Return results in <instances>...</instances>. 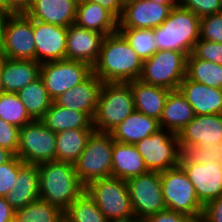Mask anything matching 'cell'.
<instances>
[{
    "mask_svg": "<svg viewBox=\"0 0 222 222\" xmlns=\"http://www.w3.org/2000/svg\"><path fill=\"white\" fill-rule=\"evenodd\" d=\"M4 93L3 90V84H2V79H1V75H0V94Z\"/></svg>",
    "mask_w": 222,
    "mask_h": 222,
    "instance_id": "obj_53",
    "label": "cell"
},
{
    "mask_svg": "<svg viewBox=\"0 0 222 222\" xmlns=\"http://www.w3.org/2000/svg\"><path fill=\"white\" fill-rule=\"evenodd\" d=\"M129 1H132V0H123L124 3H127V2H129Z\"/></svg>",
    "mask_w": 222,
    "mask_h": 222,
    "instance_id": "obj_54",
    "label": "cell"
},
{
    "mask_svg": "<svg viewBox=\"0 0 222 222\" xmlns=\"http://www.w3.org/2000/svg\"><path fill=\"white\" fill-rule=\"evenodd\" d=\"M128 83L131 86L135 110L159 121L170 90L145 84L140 80Z\"/></svg>",
    "mask_w": 222,
    "mask_h": 222,
    "instance_id": "obj_28",
    "label": "cell"
},
{
    "mask_svg": "<svg viewBox=\"0 0 222 222\" xmlns=\"http://www.w3.org/2000/svg\"><path fill=\"white\" fill-rule=\"evenodd\" d=\"M0 48L2 57L36 61L33 19L25 13L9 15L4 26Z\"/></svg>",
    "mask_w": 222,
    "mask_h": 222,
    "instance_id": "obj_11",
    "label": "cell"
},
{
    "mask_svg": "<svg viewBox=\"0 0 222 222\" xmlns=\"http://www.w3.org/2000/svg\"><path fill=\"white\" fill-rule=\"evenodd\" d=\"M149 172L144 159L134 144H124L113 140L112 177L123 180Z\"/></svg>",
    "mask_w": 222,
    "mask_h": 222,
    "instance_id": "obj_26",
    "label": "cell"
},
{
    "mask_svg": "<svg viewBox=\"0 0 222 222\" xmlns=\"http://www.w3.org/2000/svg\"><path fill=\"white\" fill-rule=\"evenodd\" d=\"M6 201L16 211L39 199L38 165L22 162L14 186L5 196Z\"/></svg>",
    "mask_w": 222,
    "mask_h": 222,
    "instance_id": "obj_23",
    "label": "cell"
},
{
    "mask_svg": "<svg viewBox=\"0 0 222 222\" xmlns=\"http://www.w3.org/2000/svg\"><path fill=\"white\" fill-rule=\"evenodd\" d=\"M76 8L75 0H33L25 14L36 21L68 28L75 22Z\"/></svg>",
    "mask_w": 222,
    "mask_h": 222,
    "instance_id": "obj_21",
    "label": "cell"
},
{
    "mask_svg": "<svg viewBox=\"0 0 222 222\" xmlns=\"http://www.w3.org/2000/svg\"><path fill=\"white\" fill-rule=\"evenodd\" d=\"M0 118L18 128L33 121L17 93L0 94Z\"/></svg>",
    "mask_w": 222,
    "mask_h": 222,
    "instance_id": "obj_36",
    "label": "cell"
},
{
    "mask_svg": "<svg viewBox=\"0 0 222 222\" xmlns=\"http://www.w3.org/2000/svg\"><path fill=\"white\" fill-rule=\"evenodd\" d=\"M109 222H141V220L137 218L135 215H132L110 220Z\"/></svg>",
    "mask_w": 222,
    "mask_h": 222,
    "instance_id": "obj_50",
    "label": "cell"
},
{
    "mask_svg": "<svg viewBox=\"0 0 222 222\" xmlns=\"http://www.w3.org/2000/svg\"><path fill=\"white\" fill-rule=\"evenodd\" d=\"M85 191L109 220L134 215L126 180L112 176L97 179L85 186Z\"/></svg>",
    "mask_w": 222,
    "mask_h": 222,
    "instance_id": "obj_8",
    "label": "cell"
},
{
    "mask_svg": "<svg viewBox=\"0 0 222 222\" xmlns=\"http://www.w3.org/2000/svg\"><path fill=\"white\" fill-rule=\"evenodd\" d=\"M10 14L0 11V47L3 41L4 26Z\"/></svg>",
    "mask_w": 222,
    "mask_h": 222,
    "instance_id": "obj_48",
    "label": "cell"
},
{
    "mask_svg": "<svg viewBox=\"0 0 222 222\" xmlns=\"http://www.w3.org/2000/svg\"><path fill=\"white\" fill-rule=\"evenodd\" d=\"M39 199L59 207L63 212L84 191L74 164L48 161L38 165Z\"/></svg>",
    "mask_w": 222,
    "mask_h": 222,
    "instance_id": "obj_2",
    "label": "cell"
},
{
    "mask_svg": "<svg viewBox=\"0 0 222 222\" xmlns=\"http://www.w3.org/2000/svg\"><path fill=\"white\" fill-rule=\"evenodd\" d=\"M67 27L33 20L36 61L45 62L66 59Z\"/></svg>",
    "mask_w": 222,
    "mask_h": 222,
    "instance_id": "obj_16",
    "label": "cell"
},
{
    "mask_svg": "<svg viewBox=\"0 0 222 222\" xmlns=\"http://www.w3.org/2000/svg\"><path fill=\"white\" fill-rule=\"evenodd\" d=\"M159 129L161 128L157 119L134 109L110 134L116 142L135 144L143 138L156 133Z\"/></svg>",
    "mask_w": 222,
    "mask_h": 222,
    "instance_id": "obj_24",
    "label": "cell"
},
{
    "mask_svg": "<svg viewBox=\"0 0 222 222\" xmlns=\"http://www.w3.org/2000/svg\"><path fill=\"white\" fill-rule=\"evenodd\" d=\"M14 222H64V212L38 199L15 211Z\"/></svg>",
    "mask_w": 222,
    "mask_h": 222,
    "instance_id": "obj_33",
    "label": "cell"
},
{
    "mask_svg": "<svg viewBox=\"0 0 222 222\" xmlns=\"http://www.w3.org/2000/svg\"><path fill=\"white\" fill-rule=\"evenodd\" d=\"M187 55L173 50H158L143 62L139 80L145 84L177 90L186 77Z\"/></svg>",
    "mask_w": 222,
    "mask_h": 222,
    "instance_id": "obj_7",
    "label": "cell"
},
{
    "mask_svg": "<svg viewBox=\"0 0 222 222\" xmlns=\"http://www.w3.org/2000/svg\"><path fill=\"white\" fill-rule=\"evenodd\" d=\"M200 39L222 44V12L200 18Z\"/></svg>",
    "mask_w": 222,
    "mask_h": 222,
    "instance_id": "obj_38",
    "label": "cell"
},
{
    "mask_svg": "<svg viewBox=\"0 0 222 222\" xmlns=\"http://www.w3.org/2000/svg\"><path fill=\"white\" fill-rule=\"evenodd\" d=\"M149 171H166L179 165L181 150L177 134L159 129L134 144Z\"/></svg>",
    "mask_w": 222,
    "mask_h": 222,
    "instance_id": "obj_10",
    "label": "cell"
},
{
    "mask_svg": "<svg viewBox=\"0 0 222 222\" xmlns=\"http://www.w3.org/2000/svg\"><path fill=\"white\" fill-rule=\"evenodd\" d=\"M143 61L119 33L103 38L93 73L103 83H128L139 80Z\"/></svg>",
    "mask_w": 222,
    "mask_h": 222,
    "instance_id": "obj_1",
    "label": "cell"
},
{
    "mask_svg": "<svg viewBox=\"0 0 222 222\" xmlns=\"http://www.w3.org/2000/svg\"><path fill=\"white\" fill-rule=\"evenodd\" d=\"M194 117V109L180 90H170L159 120L160 128L178 134Z\"/></svg>",
    "mask_w": 222,
    "mask_h": 222,
    "instance_id": "obj_27",
    "label": "cell"
},
{
    "mask_svg": "<svg viewBox=\"0 0 222 222\" xmlns=\"http://www.w3.org/2000/svg\"><path fill=\"white\" fill-rule=\"evenodd\" d=\"M179 4H161L152 0H132L124 3L118 29H154L168 17L173 7Z\"/></svg>",
    "mask_w": 222,
    "mask_h": 222,
    "instance_id": "obj_14",
    "label": "cell"
},
{
    "mask_svg": "<svg viewBox=\"0 0 222 222\" xmlns=\"http://www.w3.org/2000/svg\"><path fill=\"white\" fill-rule=\"evenodd\" d=\"M104 35L76 25L67 30L66 59L84 62L93 67L98 60Z\"/></svg>",
    "mask_w": 222,
    "mask_h": 222,
    "instance_id": "obj_18",
    "label": "cell"
},
{
    "mask_svg": "<svg viewBox=\"0 0 222 222\" xmlns=\"http://www.w3.org/2000/svg\"><path fill=\"white\" fill-rule=\"evenodd\" d=\"M22 162L14 155L8 162L0 164V197H5L14 186Z\"/></svg>",
    "mask_w": 222,
    "mask_h": 222,
    "instance_id": "obj_39",
    "label": "cell"
},
{
    "mask_svg": "<svg viewBox=\"0 0 222 222\" xmlns=\"http://www.w3.org/2000/svg\"><path fill=\"white\" fill-rule=\"evenodd\" d=\"M134 215L143 221L166 208L161 187V172L149 171L126 180Z\"/></svg>",
    "mask_w": 222,
    "mask_h": 222,
    "instance_id": "obj_12",
    "label": "cell"
},
{
    "mask_svg": "<svg viewBox=\"0 0 222 222\" xmlns=\"http://www.w3.org/2000/svg\"><path fill=\"white\" fill-rule=\"evenodd\" d=\"M161 4H180V0H152Z\"/></svg>",
    "mask_w": 222,
    "mask_h": 222,
    "instance_id": "obj_52",
    "label": "cell"
},
{
    "mask_svg": "<svg viewBox=\"0 0 222 222\" xmlns=\"http://www.w3.org/2000/svg\"><path fill=\"white\" fill-rule=\"evenodd\" d=\"M103 82L92 73L82 83L53 99L57 106L87 113L92 119L95 115Z\"/></svg>",
    "mask_w": 222,
    "mask_h": 222,
    "instance_id": "obj_19",
    "label": "cell"
},
{
    "mask_svg": "<svg viewBox=\"0 0 222 222\" xmlns=\"http://www.w3.org/2000/svg\"><path fill=\"white\" fill-rule=\"evenodd\" d=\"M129 83H103L93 117L96 131L110 133L134 111Z\"/></svg>",
    "mask_w": 222,
    "mask_h": 222,
    "instance_id": "obj_4",
    "label": "cell"
},
{
    "mask_svg": "<svg viewBox=\"0 0 222 222\" xmlns=\"http://www.w3.org/2000/svg\"><path fill=\"white\" fill-rule=\"evenodd\" d=\"M1 59H2V54H1V48H0V61H1Z\"/></svg>",
    "mask_w": 222,
    "mask_h": 222,
    "instance_id": "obj_55",
    "label": "cell"
},
{
    "mask_svg": "<svg viewBox=\"0 0 222 222\" xmlns=\"http://www.w3.org/2000/svg\"><path fill=\"white\" fill-rule=\"evenodd\" d=\"M74 23L104 36L118 32V20L99 4L87 0L77 3Z\"/></svg>",
    "mask_w": 222,
    "mask_h": 222,
    "instance_id": "obj_25",
    "label": "cell"
},
{
    "mask_svg": "<svg viewBox=\"0 0 222 222\" xmlns=\"http://www.w3.org/2000/svg\"><path fill=\"white\" fill-rule=\"evenodd\" d=\"M17 94L33 120H41L53 103L41 77L27 84Z\"/></svg>",
    "mask_w": 222,
    "mask_h": 222,
    "instance_id": "obj_31",
    "label": "cell"
},
{
    "mask_svg": "<svg viewBox=\"0 0 222 222\" xmlns=\"http://www.w3.org/2000/svg\"><path fill=\"white\" fill-rule=\"evenodd\" d=\"M41 64L33 60H13L2 57L0 75L4 93H17L40 77Z\"/></svg>",
    "mask_w": 222,
    "mask_h": 222,
    "instance_id": "obj_22",
    "label": "cell"
},
{
    "mask_svg": "<svg viewBox=\"0 0 222 222\" xmlns=\"http://www.w3.org/2000/svg\"><path fill=\"white\" fill-rule=\"evenodd\" d=\"M118 32L125 38L143 62L158 51L154 29H118Z\"/></svg>",
    "mask_w": 222,
    "mask_h": 222,
    "instance_id": "obj_35",
    "label": "cell"
},
{
    "mask_svg": "<svg viewBox=\"0 0 222 222\" xmlns=\"http://www.w3.org/2000/svg\"><path fill=\"white\" fill-rule=\"evenodd\" d=\"M158 50H173L190 55L200 39V18L183 7H173L167 19L154 28Z\"/></svg>",
    "mask_w": 222,
    "mask_h": 222,
    "instance_id": "obj_3",
    "label": "cell"
},
{
    "mask_svg": "<svg viewBox=\"0 0 222 222\" xmlns=\"http://www.w3.org/2000/svg\"><path fill=\"white\" fill-rule=\"evenodd\" d=\"M179 5L199 18L222 12L221 0H180Z\"/></svg>",
    "mask_w": 222,
    "mask_h": 222,
    "instance_id": "obj_41",
    "label": "cell"
},
{
    "mask_svg": "<svg viewBox=\"0 0 222 222\" xmlns=\"http://www.w3.org/2000/svg\"><path fill=\"white\" fill-rule=\"evenodd\" d=\"M32 3L33 0H9L10 15L16 13H26Z\"/></svg>",
    "mask_w": 222,
    "mask_h": 222,
    "instance_id": "obj_47",
    "label": "cell"
},
{
    "mask_svg": "<svg viewBox=\"0 0 222 222\" xmlns=\"http://www.w3.org/2000/svg\"><path fill=\"white\" fill-rule=\"evenodd\" d=\"M194 109L195 115L222 114V89L183 79L178 88Z\"/></svg>",
    "mask_w": 222,
    "mask_h": 222,
    "instance_id": "obj_20",
    "label": "cell"
},
{
    "mask_svg": "<svg viewBox=\"0 0 222 222\" xmlns=\"http://www.w3.org/2000/svg\"><path fill=\"white\" fill-rule=\"evenodd\" d=\"M143 222H196V220L184 213L165 209L148 216Z\"/></svg>",
    "mask_w": 222,
    "mask_h": 222,
    "instance_id": "obj_43",
    "label": "cell"
},
{
    "mask_svg": "<svg viewBox=\"0 0 222 222\" xmlns=\"http://www.w3.org/2000/svg\"><path fill=\"white\" fill-rule=\"evenodd\" d=\"M179 165L193 184L203 206L222 194V163H192L180 156Z\"/></svg>",
    "mask_w": 222,
    "mask_h": 222,
    "instance_id": "obj_15",
    "label": "cell"
},
{
    "mask_svg": "<svg viewBox=\"0 0 222 222\" xmlns=\"http://www.w3.org/2000/svg\"><path fill=\"white\" fill-rule=\"evenodd\" d=\"M15 210L6 201L5 197H0V222H14Z\"/></svg>",
    "mask_w": 222,
    "mask_h": 222,
    "instance_id": "obj_46",
    "label": "cell"
},
{
    "mask_svg": "<svg viewBox=\"0 0 222 222\" xmlns=\"http://www.w3.org/2000/svg\"><path fill=\"white\" fill-rule=\"evenodd\" d=\"M181 157L186 162L192 163H222V143H216L213 145L208 144V146H185L181 150Z\"/></svg>",
    "mask_w": 222,
    "mask_h": 222,
    "instance_id": "obj_37",
    "label": "cell"
},
{
    "mask_svg": "<svg viewBox=\"0 0 222 222\" xmlns=\"http://www.w3.org/2000/svg\"><path fill=\"white\" fill-rule=\"evenodd\" d=\"M201 222H222V194L204 206Z\"/></svg>",
    "mask_w": 222,
    "mask_h": 222,
    "instance_id": "obj_44",
    "label": "cell"
},
{
    "mask_svg": "<svg viewBox=\"0 0 222 222\" xmlns=\"http://www.w3.org/2000/svg\"><path fill=\"white\" fill-rule=\"evenodd\" d=\"M25 164L39 165L55 161L56 133L41 120H33L19 129L16 154Z\"/></svg>",
    "mask_w": 222,
    "mask_h": 222,
    "instance_id": "obj_9",
    "label": "cell"
},
{
    "mask_svg": "<svg viewBox=\"0 0 222 222\" xmlns=\"http://www.w3.org/2000/svg\"><path fill=\"white\" fill-rule=\"evenodd\" d=\"M102 6L105 10L109 11L118 21L120 20L123 9V0H87Z\"/></svg>",
    "mask_w": 222,
    "mask_h": 222,
    "instance_id": "obj_45",
    "label": "cell"
},
{
    "mask_svg": "<svg viewBox=\"0 0 222 222\" xmlns=\"http://www.w3.org/2000/svg\"><path fill=\"white\" fill-rule=\"evenodd\" d=\"M13 156L14 154L11 151L0 147V164L8 162Z\"/></svg>",
    "mask_w": 222,
    "mask_h": 222,
    "instance_id": "obj_49",
    "label": "cell"
},
{
    "mask_svg": "<svg viewBox=\"0 0 222 222\" xmlns=\"http://www.w3.org/2000/svg\"><path fill=\"white\" fill-rule=\"evenodd\" d=\"M41 121L55 133L67 129H94L93 119L87 113L57 106L54 103Z\"/></svg>",
    "mask_w": 222,
    "mask_h": 222,
    "instance_id": "obj_29",
    "label": "cell"
},
{
    "mask_svg": "<svg viewBox=\"0 0 222 222\" xmlns=\"http://www.w3.org/2000/svg\"><path fill=\"white\" fill-rule=\"evenodd\" d=\"M95 129H67L56 133V161L74 164Z\"/></svg>",
    "mask_w": 222,
    "mask_h": 222,
    "instance_id": "obj_30",
    "label": "cell"
},
{
    "mask_svg": "<svg viewBox=\"0 0 222 222\" xmlns=\"http://www.w3.org/2000/svg\"><path fill=\"white\" fill-rule=\"evenodd\" d=\"M192 54L198 58L222 65V44L199 39Z\"/></svg>",
    "mask_w": 222,
    "mask_h": 222,
    "instance_id": "obj_40",
    "label": "cell"
},
{
    "mask_svg": "<svg viewBox=\"0 0 222 222\" xmlns=\"http://www.w3.org/2000/svg\"><path fill=\"white\" fill-rule=\"evenodd\" d=\"M19 129L0 118V147L17 154L19 145Z\"/></svg>",
    "mask_w": 222,
    "mask_h": 222,
    "instance_id": "obj_42",
    "label": "cell"
},
{
    "mask_svg": "<svg viewBox=\"0 0 222 222\" xmlns=\"http://www.w3.org/2000/svg\"><path fill=\"white\" fill-rule=\"evenodd\" d=\"M0 11L10 14L9 0H0Z\"/></svg>",
    "mask_w": 222,
    "mask_h": 222,
    "instance_id": "obj_51",
    "label": "cell"
},
{
    "mask_svg": "<svg viewBox=\"0 0 222 222\" xmlns=\"http://www.w3.org/2000/svg\"><path fill=\"white\" fill-rule=\"evenodd\" d=\"M93 73L90 65L75 60H59L41 64L40 77L42 78L49 96L55 99L68 91Z\"/></svg>",
    "mask_w": 222,
    "mask_h": 222,
    "instance_id": "obj_13",
    "label": "cell"
},
{
    "mask_svg": "<svg viewBox=\"0 0 222 222\" xmlns=\"http://www.w3.org/2000/svg\"><path fill=\"white\" fill-rule=\"evenodd\" d=\"M94 200L84 191L64 211V222H109Z\"/></svg>",
    "mask_w": 222,
    "mask_h": 222,
    "instance_id": "obj_34",
    "label": "cell"
},
{
    "mask_svg": "<svg viewBox=\"0 0 222 222\" xmlns=\"http://www.w3.org/2000/svg\"><path fill=\"white\" fill-rule=\"evenodd\" d=\"M179 147L222 143V114L195 115L177 134Z\"/></svg>",
    "mask_w": 222,
    "mask_h": 222,
    "instance_id": "obj_17",
    "label": "cell"
},
{
    "mask_svg": "<svg viewBox=\"0 0 222 222\" xmlns=\"http://www.w3.org/2000/svg\"><path fill=\"white\" fill-rule=\"evenodd\" d=\"M161 187L168 210L181 212L196 221H201L204 206L200 203L193 184L180 165L161 172Z\"/></svg>",
    "mask_w": 222,
    "mask_h": 222,
    "instance_id": "obj_6",
    "label": "cell"
},
{
    "mask_svg": "<svg viewBox=\"0 0 222 222\" xmlns=\"http://www.w3.org/2000/svg\"><path fill=\"white\" fill-rule=\"evenodd\" d=\"M186 77L209 87L222 89V65L198 59L192 53L187 56Z\"/></svg>",
    "mask_w": 222,
    "mask_h": 222,
    "instance_id": "obj_32",
    "label": "cell"
},
{
    "mask_svg": "<svg viewBox=\"0 0 222 222\" xmlns=\"http://www.w3.org/2000/svg\"><path fill=\"white\" fill-rule=\"evenodd\" d=\"M112 150V135L94 130L74 163L76 174L84 186L94 180L112 176Z\"/></svg>",
    "mask_w": 222,
    "mask_h": 222,
    "instance_id": "obj_5",
    "label": "cell"
}]
</instances>
